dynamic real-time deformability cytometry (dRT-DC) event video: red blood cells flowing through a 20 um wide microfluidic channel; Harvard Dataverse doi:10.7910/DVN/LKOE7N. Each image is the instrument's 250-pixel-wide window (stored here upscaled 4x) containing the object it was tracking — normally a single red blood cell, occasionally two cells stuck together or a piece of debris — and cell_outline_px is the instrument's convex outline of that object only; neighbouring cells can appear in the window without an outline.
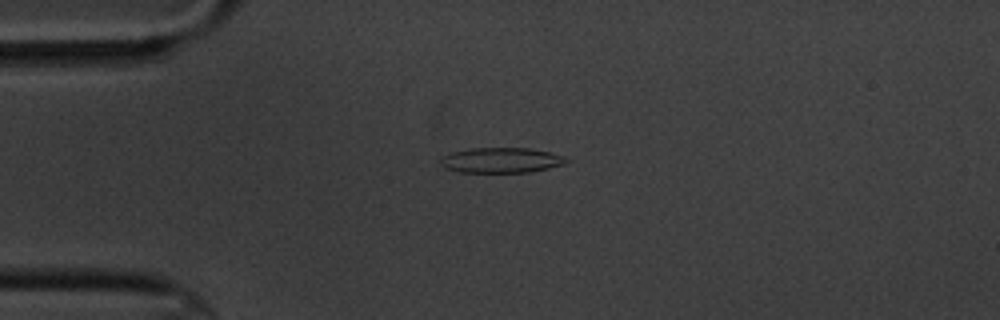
{"species": "common noctule bat (a hibernating species)", "species_latin": "Nyctalus noctula", "temperature_condition": "cold", "stored_images_in_passage": 2, "camera_frame_rate_fps": 3000, "um_per_image_px": 0.085, "animal": {"sex": "male", "body_mass_g": 20.1, "forearm_length_mm": 53.5}, "frame": {"image": 1, "passage_image": 1, "time_ms": 0.0, "image_size_px": [1000, 320], "cell_outline_px": [[568, 160], [564, 164], [548, 168], [528, 172], [460, 172], [444, 168], [440, 164], [440, 156], [452, 152], [472, 148], [528, 148], [548, 152], [564, 156]], "centroid_in_image_um": [42.55, 13.62], "position_along_channel_um": 42.5, "area_um2": 18.44}}